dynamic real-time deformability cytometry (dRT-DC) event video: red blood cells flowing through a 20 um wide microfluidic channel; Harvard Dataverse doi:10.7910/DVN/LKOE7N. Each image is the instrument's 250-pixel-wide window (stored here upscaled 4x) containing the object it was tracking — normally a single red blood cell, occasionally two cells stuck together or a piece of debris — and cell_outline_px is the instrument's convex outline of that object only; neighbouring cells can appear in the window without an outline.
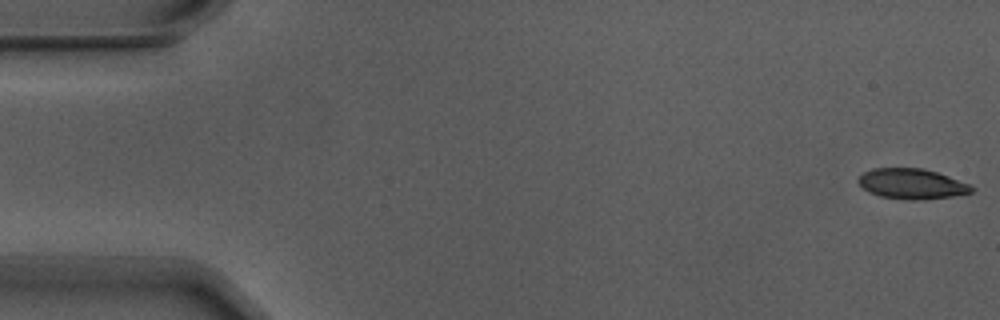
{"species": "Egyptian fruit bat (a non-hibernating species)", "species_latin": "Rousettus aegyptiacus", "temperature_condition": "warm", "stored_images_in_passage": 4, "camera_frame_rate_fps": 3000, "um_per_image_px": 0.085, "animal": {"sex": "male"}, "frame": {"image": 1, "passage_image": 1, "time_ms": 0.0, "image_size_px": [1000, 320], "cell_outline_px": [[976, 188], [972, 192], [952, 196], [920, 200], [912, 200], [880, 196], [868, 192], [860, 184], [860, 176], [864, 172], [872, 168], [924, 168], [972, 184]], "centroid_in_image_um": [77.56, 15.62], "position_along_channel_um": 7.4, "area_um2": 19.94}}
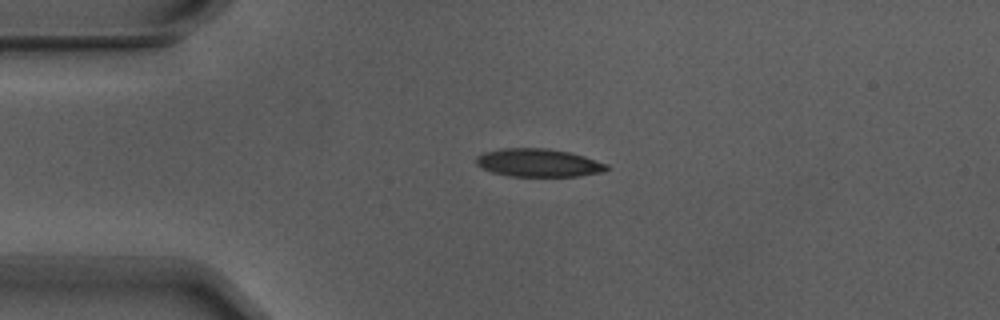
{"frame": {"image": 2, "passage_image": 4, "time_ms": 1.0, "image_size_px": [1000, 320], "cell_outline_px": [[608, 168], [604, 172], [576, 176], [508, 176], [492, 172], [480, 168], [476, 164], [476, 156], [484, 152], [504, 148], [548, 148], [568, 152], [584, 156], [608, 164]], "centroid_in_image_um": [45.74, 13.84], "position_along_channel_um": 39.3, "area_um2": 21.39}}